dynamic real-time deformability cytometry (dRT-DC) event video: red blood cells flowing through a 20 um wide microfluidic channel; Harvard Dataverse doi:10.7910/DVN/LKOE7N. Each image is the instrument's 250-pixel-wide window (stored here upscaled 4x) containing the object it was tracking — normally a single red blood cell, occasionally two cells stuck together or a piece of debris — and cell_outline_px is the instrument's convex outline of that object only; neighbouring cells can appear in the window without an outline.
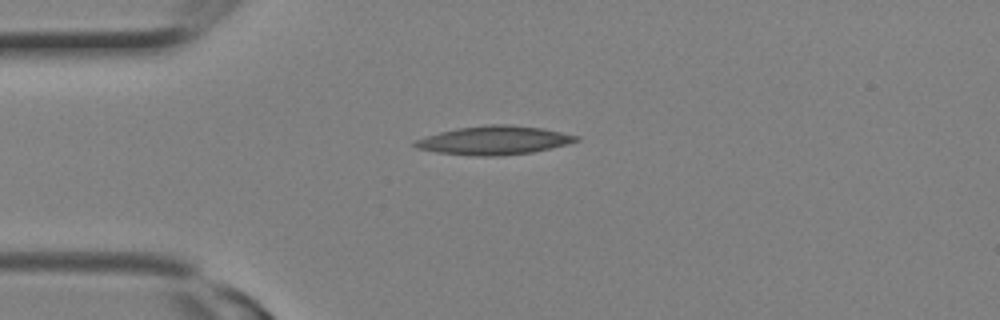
{"species": "Egyptian fruit bat (a non-hibernating species)", "species_latin": "Rousettus aegyptiacus", "temperature_condition": "room temperature", "stored_images_in_passage": 2, "camera_frame_rate_fps": 3000, "um_per_image_px": 0.085, "animal": {"sex": "female"}, "frame": {"image": 1, "passage_image": 1, "time_ms": 0.0, "image_size_px": [1000, 320], "cell_outline_px": [[580, 140], [568, 144], [552, 148], [532, 152], [500, 156], [476, 156], [436, 152], [416, 148], [412, 144], [416, 140], [440, 132], [456, 128], [488, 124], [508, 124], [544, 128], [580, 136]], "centroid_in_image_um": [42.04, 11.92], "position_along_channel_um": 43.0, "area_um2": 27.05}}